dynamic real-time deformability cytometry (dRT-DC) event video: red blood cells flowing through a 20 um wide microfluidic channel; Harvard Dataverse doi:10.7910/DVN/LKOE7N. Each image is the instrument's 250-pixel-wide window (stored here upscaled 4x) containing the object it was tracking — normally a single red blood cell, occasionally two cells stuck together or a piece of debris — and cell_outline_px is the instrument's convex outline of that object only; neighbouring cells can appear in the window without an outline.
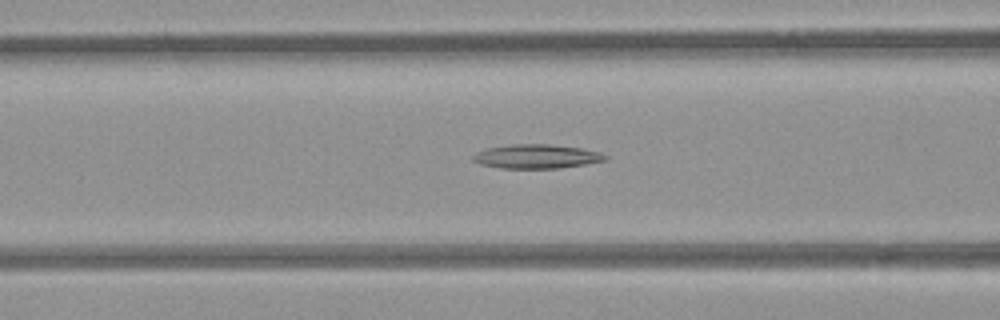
{"species": "common noctule bat (a hibernating species)", "species_latin": "Nyctalus noctula", "temperature_condition": "room temperature", "stored_images_in_passage": 27, "camera_frame_rate_fps": 3000, "um_per_image_px": 0.085, "animal": {"sex": "female", "body_mass_g": 21.9}, "frame": {"image": 1, "passage_image": 7, "time_ms": 2.0, "image_size_px": [1000, 320], "cell_outline_px": [[608, 156], [604, 160], [584, 164], [560, 168], [500, 168], [480, 164], [472, 160], [472, 156], [476, 152], [488, 148], [512, 144], [548, 144], [580, 148], [600, 152]], "centroid_in_image_um": [45.57, 13.29], "position_along_channel_um": 121.0, "area_um2": 18.38}}
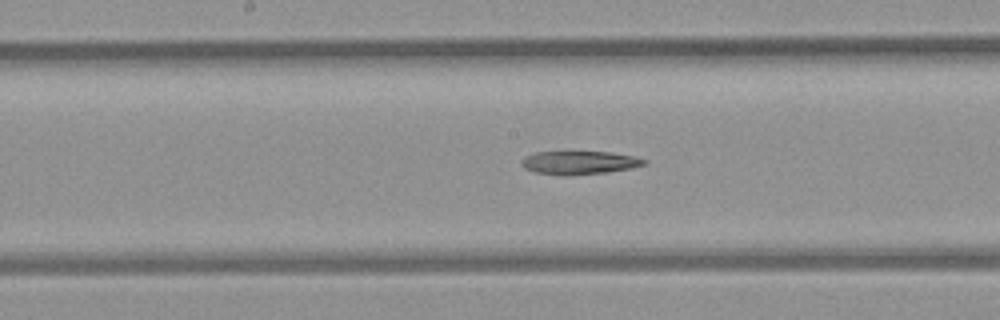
{"frame": {"image": 2, "passage_image": 13, "time_ms": 4.0, "image_size_px": [1000, 320], "cell_outline_px": [[648, 164], [632, 168], [604, 172], [568, 176], [536, 172], [524, 168], [520, 164], [520, 160], [536, 152], [608, 152], [636, 156], [648, 160]], "centroid_in_image_um": [49.28, 13.82], "position_along_channel_um": 198.9, "area_um2": 16.65}}
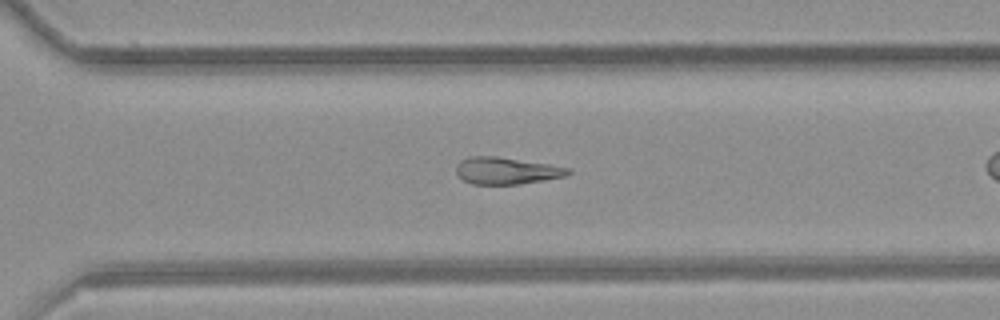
{"frame": {"image": 3, "passage_image": 23, "time_ms": 7.333, "image_size_px": [1000, 320], "cell_outline_px": [[572, 172], [564, 176], [544, 180], [520, 184], [472, 184], [464, 180], [456, 172], [456, 168], [460, 160], [472, 156], [496, 156], [548, 164], [572, 168]], "centroid_in_image_um": [43.06, 14.51], "position_along_channel_um": 327.5, "area_um2": 17.46}}